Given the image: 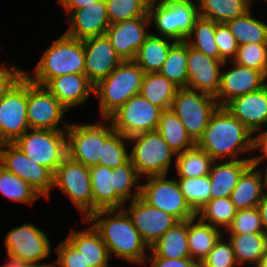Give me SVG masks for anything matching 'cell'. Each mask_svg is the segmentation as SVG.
Segmentation results:
<instances>
[{
	"mask_svg": "<svg viewBox=\"0 0 267 267\" xmlns=\"http://www.w3.org/2000/svg\"><path fill=\"white\" fill-rule=\"evenodd\" d=\"M84 222L91 224L100 234L109 256L114 254L113 256L134 264H146L148 246L123 208L97 210Z\"/></svg>",
	"mask_w": 267,
	"mask_h": 267,
	"instance_id": "cell-1",
	"label": "cell"
},
{
	"mask_svg": "<svg viewBox=\"0 0 267 267\" xmlns=\"http://www.w3.org/2000/svg\"><path fill=\"white\" fill-rule=\"evenodd\" d=\"M252 142L253 133L227 108L219 106L196 145L208 153L214 161L221 158L245 160L251 158L240 159V153H250Z\"/></svg>",
	"mask_w": 267,
	"mask_h": 267,
	"instance_id": "cell-2",
	"label": "cell"
},
{
	"mask_svg": "<svg viewBox=\"0 0 267 267\" xmlns=\"http://www.w3.org/2000/svg\"><path fill=\"white\" fill-rule=\"evenodd\" d=\"M93 195V212L101 209H122L126 201L141 194L140 176L129 159L114 169L103 165L89 168ZM132 188H136L131 192Z\"/></svg>",
	"mask_w": 267,
	"mask_h": 267,
	"instance_id": "cell-3",
	"label": "cell"
},
{
	"mask_svg": "<svg viewBox=\"0 0 267 267\" xmlns=\"http://www.w3.org/2000/svg\"><path fill=\"white\" fill-rule=\"evenodd\" d=\"M32 72H34L33 77L27 71L25 75L31 82L41 86H45L52 78L61 75L84 74L83 41L64 33L45 50Z\"/></svg>",
	"mask_w": 267,
	"mask_h": 267,
	"instance_id": "cell-4",
	"label": "cell"
},
{
	"mask_svg": "<svg viewBox=\"0 0 267 267\" xmlns=\"http://www.w3.org/2000/svg\"><path fill=\"white\" fill-rule=\"evenodd\" d=\"M144 74L134 60H123L106 78L94 85L102 120L108 119L126 101L140 93Z\"/></svg>",
	"mask_w": 267,
	"mask_h": 267,
	"instance_id": "cell-5",
	"label": "cell"
},
{
	"mask_svg": "<svg viewBox=\"0 0 267 267\" xmlns=\"http://www.w3.org/2000/svg\"><path fill=\"white\" fill-rule=\"evenodd\" d=\"M128 140L134 143L129 158L140 177L168 175L177 154L157 130L138 133Z\"/></svg>",
	"mask_w": 267,
	"mask_h": 267,
	"instance_id": "cell-6",
	"label": "cell"
},
{
	"mask_svg": "<svg viewBox=\"0 0 267 267\" xmlns=\"http://www.w3.org/2000/svg\"><path fill=\"white\" fill-rule=\"evenodd\" d=\"M108 122V123H105ZM94 124H69L66 130L67 156L86 167L99 164L104 142L115 132L108 119Z\"/></svg>",
	"mask_w": 267,
	"mask_h": 267,
	"instance_id": "cell-7",
	"label": "cell"
},
{
	"mask_svg": "<svg viewBox=\"0 0 267 267\" xmlns=\"http://www.w3.org/2000/svg\"><path fill=\"white\" fill-rule=\"evenodd\" d=\"M218 107L215 96L187 87L177 90L171 105L172 111L180 118L195 143L203 136Z\"/></svg>",
	"mask_w": 267,
	"mask_h": 267,
	"instance_id": "cell-8",
	"label": "cell"
},
{
	"mask_svg": "<svg viewBox=\"0 0 267 267\" xmlns=\"http://www.w3.org/2000/svg\"><path fill=\"white\" fill-rule=\"evenodd\" d=\"M148 15L150 22L153 20L159 36L186 41L199 17V9L198 5L191 1L150 2Z\"/></svg>",
	"mask_w": 267,
	"mask_h": 267,
	"instance_id": "cell-9",
	"label": "cell"
},
{
	"mask_svg": "<svg viewBox=\"0 0 267 267\" xmlns=\"http://www.w3.org/2000/svg\"><path fill=\"white\" fill-rule=\"evenodd\" d=\"M13 143L28 158L53 174L67 156L66 130L28 129Z\"/></svg>",
	"mask_w": 267,
	"mask_h": 267,
	"instance_id": "cell-10",
	"label": "cell"
},
{
	"mask_svg": "<svg viewBox=\"0 0 267 267\" xmlns=\"http://www.w3.org/2000/svg\"><path fill=\"white\" fill-rule=\"evenodd\" d=\"M53 187L73 202L86 219L93 213V195L89 167L71 160L66 156L53 174Z\"/></svg>",
	"mask_w": 267,
	"mask_h": 267,
	"instance_id": "cell-11",
	"label": "cell"
},
{
	"mask_svg": "<svg viewBox=\"0 0 267 267\" xmlns=\"http://www.w3.org/2000/svg\"><path fill=\"white\" fill-rule=\"evenodd\" d=\"M168 175L149 176L147 183L141 184L140 197L149 205L186 221L196 217L181 193L176 179H167Z\"/></svg>",
	"mask_w": 267,
	"mask_h": 267,
	"instance_id": "cell-12",
	"label": "cell"
},
{
	"mask_svg": "<svg viewBox=\"0 0 267 267\" xmlns=\"http://www.w3.org/2000/svg\"><path fill=\"white\" fill-rule=\"evenodd\" d=\"M162 109L140 93L131 97L108 120L113 129L126 137L158 129Z\"/></svg>",
	"mask_w": 267,
	"mask_h": 267,
	"instance_id": "cell-13",
	"label": "cell"
},
{
	"mask_svg": "<svg viewBox=\"0 0 267 267\" xmlns=\"http://www.w3.org/2000/svg\"><path fill=\"white\" fill-rule=\"evenodd\" d=\"M67 109L45 87L27 78V120L30 129L67 130L69 123L63 121ZM64 122L65 127H58Z\"/></svg>",
	"mask_w": 267,
	"mask_h": 267,
	"instance_id": "cell-14",
	"label": "cell"
},
{
	"mask_svg": "<svg viewBox=\"0 0 267 267\" xmlns=\"http://www.w3.org/2000/svg\"><path fill=\"white\" fill-rule=\"evenodd\" d=\"M0 165L26 181L41 197L49 198L53 187V173L28 158L14 143H3Z\"/></svg>",
	"mask_w": 267,
	"mask_h": 267,
	"instance_id": "cell-15",
	"label": "cell"
},
{
	"mask_svg": "<svg viewBox=\"0 0 267 267\" xmlns=\"http://www.w3.org/2000/svg\"><path fill=\"white\" fill-rule=\"evenodd\" d=\"M27 76L0 99V140L13 143L30 129L27 120Z\"/></svg>",
	"mask_w": 267,
	"mask_h": 267,
	"instance_id": "cell-16",
	"label": "cell"
},
{
	"mask_svg": "<svg viewBox=\"0 0 267 267\" xmlns=\"http://www.w3.org/2000/svg\"><path fill=\"white\" fill-rule=\"evenodd\" d=\"M4 239L6 251L24 262H42L51 254V241L44 231L32 223L14 227Z\"/></svg>",
	"mask_w": 267,
	"mask_h": 267,
	"instance_id": "cell-17",
	"label": "cell"
},
{
	"mask_svg": "<svg viewBox=\"0 0 267 267\" xmlns=\"http://www.w3.org/2000/svg\"><path fill=\"white\" fill-rule=\"evenodd\" d=\"M128 209L124 210L132 220L148 249L177 222L172 215L155 208L145 202L141 197L132 200Z\"/></svg>",
	"mask_w": 267,
	"mask_h": 267,
	"instance_id": "cell-18",
	"label": "cell"
},
{
	"mask_svg": "<svg viewBox=\"0 0 267 267\" xmlns=\"http://www.w3.org/2000/svg\"><path fill=\"white\" fill-rule=\"evenodd\" d=\"M228 62L208 57L187 43V88L216 96L220 89L221 68Z\"/></svg>",
	"mask_w": 267,
	"mask_h": 267,
	"instance_id": "cell-19",
	"label": "cell"
},
{
	"mask_svg": "<svg viewBox=\"0 0 267 267\" xmlns=\"http://www.w3.org/2000/svg\"><path fill=\"white\" fill-rule=\"evenodd\" d=\"M151 25L149 16L111 23L106 37L123 60H134L140 46L150 34L146 28Z\"/></svg>",
	"mask_w": 267,
	"mask_h": 267,
	"instance_id": "cell-20",
	"label": "cell"
},
{
	"mask_svg": "<svg viewBox=\"0 0 267 267\" xmlns=\"http://www.w3.org/2000/svg\"><path fill=\"white\" fill-rule=\"evenodd\" d=\"M232 67L221 72L220 89L215 96L219 106H225L233 98L259 90L267 84V76L258 70L231 61Z\"/></svg>",
	"mask_w": 267,
	"mask_h": 267,
	"instance_id": "cell-21",
	"label": "cell"
},
{
	"mask_svg": "<svg viewBox=\"0 0 267 267\" xmlns=\"http://www.w3.org/2000/svg\"><path fill=\"white\" fill-rule=\"evenodd\" d=\"M83 44L84 74L93 85L106 78L123 61L106 35L85 39Z\"/></svg>",
	"mask_w": 267,
	"mask_h": 267,
	"instance_id": "cell-22",
	"label": "cell"
},
{
	"mask_svg": "<svg viewBox=\"0 0 267 267\" xmlns=\"http://www.w3.org/2000/svg\"><path fill=\"white\" fill-rule=\"evenodd\" d=\"M70 27L65 34L69 37L85 40L103 36L110 22L105 0L92 3L78 10H65Z\"/></svg>",
	"mask_w": 267,
	"mask_h": 267,
	"instance_id": "cell-23",
	"label": "cell"
},
{
	"mask_svg": "<svg viewBox=\"0 0 267 267\" xmlns=\"http://www.w3.org/2000/svg\"><path fill=\"white\" fill-rule=\"evenodd\" d=\"M252 133L267 124V84L259 90L233 98L225 106Z\"/></svg>",
	"mask_w": 267,
	"mask_h": 267,
	"instance_id": "cell-24",
	"label": "cell"
},
{
	"mask_svg": "<svg viewBox=\"0 0 267 267\" xmlns=\"http://www.w3.org/2000/svg\"><path fill=\"white\" fill-rule=\"evenodd\" d=\"M45 87L69 110L84 104L94 93V85L85 74H65L52 78Z\"/></svg>",
	"mask_w": 267,
	"mask_h": 267,
	"instance_id": "cell-25",
	"label": "cell"
},
{
	"mask_svg": "<svg viewBox=\"0 0 267 267\" xmlns=\"http://www.w3.org/2000/svg\"><path fill=\"white\" fill-rule=\"evenodd\" d=\"M250 166V159L213 161L208 174L211 199L230 197L239 178Z\"/></svg>",
	"mask_w": 267,
	"mask_h": 267,
	"instance_id": "cell-26",
	"label": "cell"
},
{
	"mask_svg": "<svg viewBox=\"0 0 267 267\" xmlns=\"http://www.w3.org/2000/svg\"><path fill=\"white\" fill-rule=\"evenodd\" d=\"M66 239L82 254L87 266L109 267L106 244L91 224L82 231L72 228Z\"/></svg>",
	"mask_w": 267,
	"mask_h": 267,
	"instance_id": "cell-27",
	"label": "cell"
},
{
	"mask_svg": "<svg viewBox=\"0 0 267 267\" xmlns=\"http://www.w3.org/2000/svg\"><path fill=\"white\" fill-rule=\"evenodd\" d=\"M217 227L201 221L197 216L187 220L190 256L199 263L209 254L219 238L225 234Z\"/></svg>",
	"mask_w": 267,
	"mask_h": 267,
	"instance_id": "cell-28",
	"label": "cell"
},
{
	"mask_svg": "<svg viewBox=\"0 0 267 267\" xmlns=\"http://www.w3.org/2000/svg\"><path fill=\"white\" fill-rule=\"evenodd\" d=\"M148 257H162L167 259L189 258L187 220L177 222L167 230L160 239L152 245Z\"/></svg>",
	"mask_w": 267,
	"mask_h": 267,
	"instance_id": "cell-29",
	"label": "cell"
},
{
	"mask_svg": "<svg viewBox=\"0 0 267 267\" xmlns=\"http://www.w3.org/2000/svg\"><path fill=\"white\" fill-rule=\"evenodd\" d=\"M175 42L172 38L150 33L140 46L134 61L145 73H158Z\"/></svg>",
	"mask_w": 267,
	"mask_h": 267,
	"instance_id": "cell-30",
	"label": "cell"
},
{
	"mask_svg": "<svg viewBox=\"0 0 267 267\" xmlns=\"http://www.w3.org/2000/svg\"><path fill=\"white\" fill-rule=\"evenodd\" d=\"M265 191L257 170L251 165L239 178L230 199L237 210L257 207Z\"/></svg>",
	"mask_w": 267,
	"mask_h": 267,
	"instance_id": "cell-31",
	"label": "cell"
},
{
	"mask_svg": "<svg viewBox=\"0 0 267 267\" xmlns=\"http://www.w3.org/2000/svg\"><path fill=\"white\" fill-rule=\"evenodd\" d=\"M239 266L256 265L267 252V235L264 232L228 234Z\"/></svg>",
	"mask_w": 267,
	"mask_h": 267,
	"instance_id": "cell-32",
	"label": "cell"
},
{
	"mask_svg": "<svg viewBox=\"0 0 267 267\" xmlns=\"http://www.w3.org/2000/svg\"><path fill=\"white\" fill-rule=\"evenodd\" d=\"M199 16L226 23L248 12L254 0H199Z\"/></svg>",
	"mask_w": 267,
	"mask_h": 267,
	"instance_id": "cell-33",
	"label": "cell"
},
{
	"mask_svg": "<svg viewBox=\"0 0 267 267\" xmlns=\"http://www.w3.org/2000/svg\"><path fill=\"white\" fill-rule=\"evenodd\" d=\"M157 131L176 154L191 149L196 145L187 134L180 118L171 108L162 110Z\"/></svg>",
	"mask_w": 267,
	"mask_h": 267,
	"instance_id": "cell-34",
	"label": "cell"
},
{
	"mask_svg": "<svg viewBox=\"0 0 267 267\" xmlns=\"http://www.w3.org/2000/svg\"><path fill=\"white\" fill-rule=\"evenodd\" d=\"M179 88L160 73H145L140 94L162 110L170 109Z\"/></svg>",
	"mask_w": 267,
	"mask_h": 267,
	"instance_id": "cell-35",
	"label": "cell"
},
{
	"mask_svg": "<svg viewBox=\"0 0 267 267\" xmlns=\"http://www.w3.org/2000/svg\"><path fill=\"white\" fill-rule=\"evenodd\" d=\"M252 8L244 15L226 22L239 46L249 43H267V23L253 17Z\"/></svg>",
	"mask_w": 267,
	"mask_h": 267,
	"instance_id": "cell-36",
	"label": "cell"
},
{
	"mask_svg": "<svg viewBox=\"0 0 267 267\" xmlns=\"http://www.w3.org/2000/svg\"><path fill=\"white\" fill-rule=\"evenodd\" d=\"M175 158L177 177L185 178L207 176L214 161L208 153L197 145L177 154Z\"/></svg>",
	"mask_w": 267,
	"mask_h": 267,
	"instance_id": "cell-37",
	"label": "cell"
},
{
	"mask_svg": "<svg viewBox=\"0 0 267 267\" xmlns=\"http://www.w3.org/2000/svg\"><path fill=\"white\" fill-rule=\"evenodd\" d=\"M178 88L187 87V42L176 41L168 51L166 60L158 72Z\"/></svg>",
	"mask_w": 267,
	"mask_h": 267,
	"instance_id": "cell-38",
	"label": "cell"
},
{
	"mask_svg": "<svg viewBox=\"0 0 267 267\" xmlns=\"http://www.w3.org/2000/svg\"><path fill=\"white\" fill-rule=\"evenodd\" d=\"M216 26V22L199 16L186 42L190 47L202 52L206 56L219 59V50L215 43Z\"/></svg>",
	"mask_w": 267,
	"mask_h": 267,
	"instance_id": "cell-39",
	"label": "cell"
},
{
	"mask_svg": "<svg viewBox=\"0 0 267 267\" xmlns=\"http://www.w3.org/2000/svg\"><path fill=\"white\" fill-rule=\"evenodd\" d=\"M237 209L230 197L211 199L196 214L203 222L219 229H227ZM221 227V228H220Z\"/></svg>",
	"mask_w": 267,
	"mask_h": 267,
	"instance_id": "cell-40",
	"label": "cell"
},
{
	"mask_svg": "<svg viewBox=\"0 0 267 267\" xmlns=\"http://www.w3.org/2000/svg\"><path fill=\"white\" fill-rule=\"evenodd\" d=\"M0 193L8 200L32 205L39 198L36 191L22 178L0 165Z\"/></svg>",
	"mask_w": 267,
	"mask_h": 267,
	"instance_id": "cell-41",
	"label": "cell"
},
{
	"mask_svg": "<svg viewBox=\"0 0 267 267\" xmlns=\"http://www.w3.org/2000/svg\"><path fill=\"white\" fill-rule=\"evenodd\" d=\"M176 180L186 202L196 214L211 200V182L208 175L191 178L178 177Z\"/></svg>",
	"mask_w": 267,
	"mask_h": 267,
	"instance_id": "cell-42",
	"label": "cell"
},
{
	"mask_svg": "<svg viewBox=\"0 0 267 267\" xmlns=\"http://www.w3.org/2000/svg\"><path fill=\"white\" fill-rule=\"evenodd\" d=\"M105 3L110 24L149 16V0H105Z\"/></svg>",
	"mask_w": 267,
	"mask_h": 267,
	"instance_id": "cell-43",
	"label": "cell"
},
{
	"mask_svg": "<svg viewBox=\"0 0 267 267\" xmlns=\"http://www.w3.org/2000/svg\"><path fill=\"white\" fill-rule=\"evenodd\" d=\"M125 142L128 137L115 131L103 144L99 164L114 169L126 163L130 158Z\"/></svg>",
	"mask_w": 267,
	"mask_h": 267,
	"instance_id": "cell-44",
	"label": "cell"
},
{
	"mask_svg": "<svg viewBox=\"0 0 267 267\" xmlns=\"http://www.w3.org/2000/svg\"><path fill=\"white\" fill-rule=\"evenodd\" d=\"M232 61L261 71L267 76V43H249L239 46Z\"/></svg>",
	"mask_w": 267,
	"mask_h": 267,
	"instance_id": "cell-45",
	"label": "cell"
},
{
	"mask_svg": "<svg viewBox=\"0 0 267 267\" xmlns=\"http://www.w3.org/2000/svg\"><path fill=\"white\" fill-rule=\"evenodd\" d=\"M226 234H248L264 232L257 207L237 210L232 223L224 231Z\"/></svg>",
	"mask_w": 267,
	"mask_h": 267,
	"instance_id": "cell-46",
	"label": "cell"
},
{
	"mask_svg": "<svg viewBox=\"0 0 267 267\" xmlns=\"http://www.w3.org/2000/svg\"><path fill=\"white\" fill-rule=\"evenodd\" d=\"M223 235L215 243L209 254L200 262V267H236L233 247L231 242L223 240Z\"/></svg>",
	"mask_w": 267,
	"mask_h": 267,
	"instance_id": "cell-47",
	"label": "cell"
},
{
	"mask_svg": "<svg viewBox=\"0 0 267 267\" xmlns=\"http://www.w3.org/2000/svg\"><path fill=\"white\" fill-rule=\"evenodd\" d=\"M215 43L219 50L220 60L225 62L235 58L239 44L226 23H217Z\"/></svg>",
	"mask_w": 267,
	"mask_h": 267,
	"instance_id": "cell-48",
	"label": "cell"
},
{
	"mask_svg": "<svg viewBox=\"0 0 267 267\" xmlns=\"http://www.w3.org/2000/svg\"><path fill=\"white\" fill-rule=\"evenodd\" d=\"M55 251L56 267H92L87 266L82 254L67 239L62 240Z\"/></svg>",
	"mask_w": 267,
	"mask_h": 267,
	"instance_id": "cell-49",
	"label": "cell"
},
{
	"mask_svg": "<svg viewBox=\"0 0 267 267\" xmlns=\"http://www.w3.org/2000/svg\"><path fill=\"white\" fill-rule=\"evenodd\" d=\"M25 76V70L10 64L0 66V99Z\"/></svg>",
	"mask_w": 267,
	"mask_h": 267,
	"instance_id": "cell-50",
	"label": "cell"
},
{
	"mask_svg": "<svg viewBox=\"0 0 267 267\" xmlns=\"http://www.w3.org/2000/svg\"><path fill=\"white\" fill-rule=\"evenodd\" d=\"M147 260L151 262L149 267H200V263L195 259L180 258V259H167L162 257H147Z\"/></svg>",
	"mask_w": 267,
	"mask_h": 267,
	"instance_id": "cell-51",
	"label": "cell"
},
{
	"mask_svg": "<svg viewBox=\"0 0 267 267\" xmlns=\"http://www.w3.org/2000/svg\"><path fill=\"white\" fill-rule=\"evenodd\" d=\"M261 131V132H260ZM259 134H256L258 133ZM253 142H252V151H260L262 154L258 156L250 157L251 165L254 168H259L262 160L267 159V129L262 132V130H258L253 133Z\"/></svg>",
	"mask_w": 267,
	"mask_h": 267,
	"instance_id": "cell-52",
	"label": "cell"
},
{
	"mask_svg": "<svg viewBox=\"0 0 267 267\" xmlns=\"http://www.w3.org/2000/svg\"><path fill=\"white\" fill-rule=\"evenodd\" d=\"M100 0H68L62 7L64 10H78Z\"/></svg>",
	"mask_w": 267,
	"mask_h": 267,
	"instance_id": "cell-53",
	"label": "cell"
},
{
	"mask_svg": "<svg viewBox=\"0 0 267 267\" xmlns=\"http://www.w3.org/2000/svg\"><path fill=\"white\" fill-rule=\"evenodd\" d=\"M257 209L262 220L264 233L267 235V193H265L262 197L261 201L257 205Z\"/></svg>",
	"mask_w": 267,
	"mask_h": 267,
	"instance_id": "cell-54",
	"label": "cell"
},
{
	"mask_svg": "<svg viewBox=\"0 0 267 267\" xmlns=\"http://www.w3.org/2000/svg\"><path fill=\"white\" fill-rule=\"evenodd\" d=\"M7 255V262L0 266V267H22L24 264V261L21 260L17 255H14L10 253L9 251H6Z\"/></svg>",
	"mask_w": 267,
	"mask_h": 267,
	"instance_id": "cell-55",
	"label": "cell"
},
{
	"mask_svg": "<svg viewBox=\"0 0 267 267\" xmlns=\"http://www.w3.org/2000/svg\"><path fill=\"white\" fill-rule=\"evenodd\" d=\"M22 267H56V262L43 263L40 262H24Z\"/></svg>",
	"mask_w": 267,
	"mask_h": 267,
	"instance_id": "cell-56",
	"label": "cell"
},
{
	"mask_svg": "<svg viewBox=\"0 0 267 267\" xmlns=\"http://www.w3.org/2000/svg\"><path fill=\"white\" fill-rule=\"evenodd\" d=\"M255 169L259 173L264 191L266 190L265 193H267V166L264 172L261 169H258V168H255Z\"/></svg>",
	"mask_w": 267,
	"mask_h": 267,
	"instance_id": "cell-57",
	"label": "cell"
},
{
	"mask_svg": "<svg viewBox=\"0 0 267 267\" xmlns=\"http://www.w3.org/2000/svg\"><path fill=\"white\" fill-rule=\"evenodd\" d=\"M254 267H267V252Z\"/></svg>",
	"mask_w": 267,
	"mask_h": 267,
	"instance_id": "cell-58",
	"label": "cell"
},
{
	"mask_svg": "<svg viewBox=\"0 0 267 267\" xmlns=\"http://www.w3.org/2000/svg\"><path fill=\"white\" fill-rule=\"evenodd\" d=\"M150 2H163V3H169V2H182V1H191L193 0H149Z\"/></svg>",
	"mask_w": 267,
	"mask_h": 267,
	"instance_id": "cell-59",
	"label": "cell"
},
{
	"mask_svg": "<svg viewBox=\"0 0 267 267\" xmlns=\"http://www.w3.org/2000/svg\"><path fill=\"white\" fill-rule=\"evenodd\" d=\"M61 6H63L68 0H57Z\"/></svg>",
	"mask_w": 267,
	"mask_h": 267,
	"instance_id": "cell-60",
	"label": "cell"
},
{
	"mask_svg": "<svg viewBox=\"0 0 267 267\" xmlns=\"http://www.w3.org/2000/svg\"><path fill=\"white\" fill-rule=\"evenodd\" d=\"M2 144H3V142L0 140V151H1Z\"/></svg>",
	"mask_w": 267,
	"mask_h": 267,
	"instance_id": "cell-61",
	"label": "cell"
}]
</instances>
